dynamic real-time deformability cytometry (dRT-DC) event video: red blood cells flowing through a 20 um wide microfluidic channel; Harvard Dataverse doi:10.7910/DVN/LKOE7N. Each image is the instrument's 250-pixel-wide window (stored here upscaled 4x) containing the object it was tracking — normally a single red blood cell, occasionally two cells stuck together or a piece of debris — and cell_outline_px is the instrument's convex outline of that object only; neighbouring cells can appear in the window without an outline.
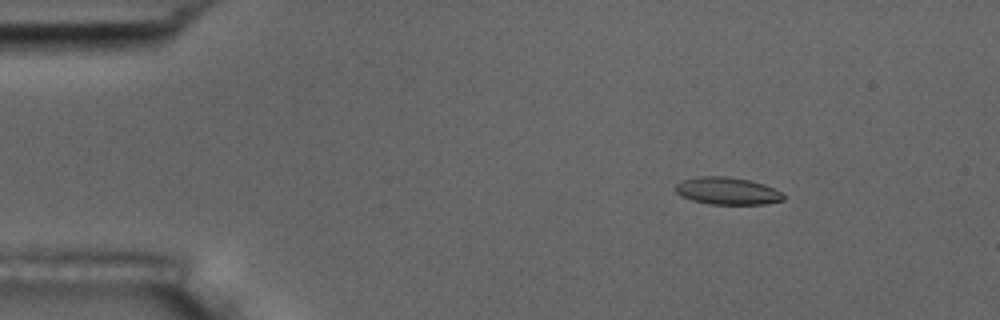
{"species": "common noctule bat (a hibernating species)", "species_latin": "Nyctalus noctula", "temperature_condition": "room temperature", "stored_images_in_passage": 5, "camera_frame_rate_fps": 3000, "um_per_image_px": 0.085, "animal": {"sex": "male", "body_mass_g": 17.5, "forearm_length_mm": 52.3}, "frame": {"image": 1, "passage_image": 3, "time_ms": 2.333, "image_size_px": [1000, 320], "cell_outline_px": [[784, 200], [764, 204], [712, 204], [692, 200], [680, 196], [672, 188], [676, 184], [684, 180], [696, 176], [724, 176], [748, 180], [764, 184], [780, 192], [784, 196]], "centroid_in_image_um": [61.77, 16.23], "position_along_channel_um": 23.2, "area_um2": 17.11}}